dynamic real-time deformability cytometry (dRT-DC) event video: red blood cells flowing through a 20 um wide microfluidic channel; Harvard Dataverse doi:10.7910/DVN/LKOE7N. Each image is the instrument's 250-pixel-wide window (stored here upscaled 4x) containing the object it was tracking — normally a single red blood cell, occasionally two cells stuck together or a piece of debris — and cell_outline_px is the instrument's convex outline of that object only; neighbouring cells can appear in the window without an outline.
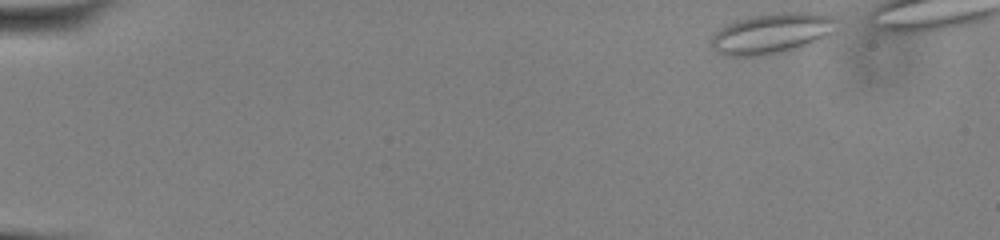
{"species": "common noctule bat (a hibernating species)", "species_latin": "Nyctalus noctula", "temperature_condition": "cold", "stored_images_in_passage": 45, "camera_frame_rate_fps": 3000, "um_per_image_px": 0.085, "animal": {"sex": "male", "body_mass_g": 13.0, "forearm_length_mm": 53.1}, "frame": {"image": 1, "passage_image": 1, "time_ms": 0.0, "image_size_px": [1000, 240], "cell_outline_px": [[836, 32], [808, 44], [788, 52], [764, 56], [724, 56], [712, 48], [712, 36], [720, 28], [736, 20], [752, 16], [780, 12], [816, 12], [832, 16], [836, 20]], "centroid_in_image_um": [65.63, 2.85], "position_along_channel_um": 19.4, "area_um2": 29.88}}
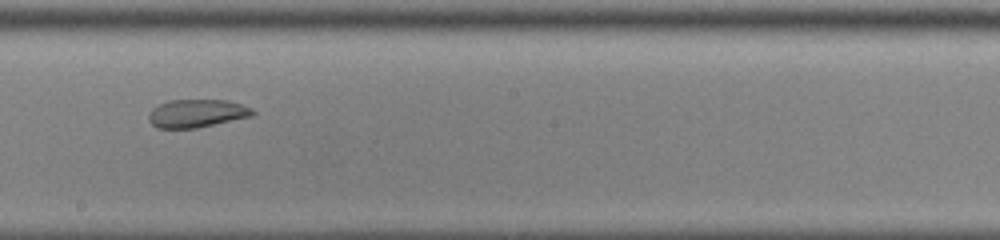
{"frame": {"image": 2, "passage_image": 27, "time_ms": 8.667, "image_size_px": [1000, 240], "cell_outline_px": [[256, 112], [252, 116], [196, 128], [156, 128], [148, 120], [148, 112], [152, 108], [168, 100], [224, 100], [240, 104], [252, 108]], "centroid_in_image_um": [16.69, 9.64], "position_along_channel_um": 231.5, "area_um2": 16.99}}
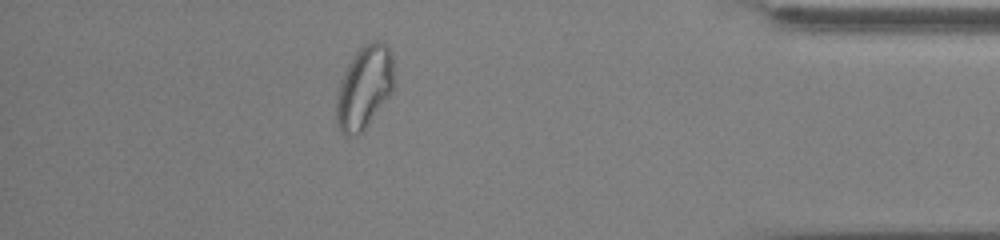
{"frame": {"image": 3, "passage_image": 43, "time_ms": 14.0, "image_size_px": [1000, 240], "cell_outline_px": [[396, 84], [392, 92], [368, 124], [356, 136], [348, 136], [340, 128], [336, 120], [336, 92], [344, 72], [348, 64], [356, 52], [364, 44], [372, 40], [380, 40], [388, 44], [392, 52]], "centroid_in_image_um": [31.01, 7.36], "position_along_channel_um": 404.2, "area_um2": 28.26}, "authors_computed_cell_mechanics": {"area_um2": 21.8484, "velocity_mm_per_s": 3.8849, "shape_relaxation_time_tau1_ms": null, "shape_relaxation_time_tau2_ms": 1.2782, "deformation_change_tau1": null, "deformation_change_tau2": 0.0646}}